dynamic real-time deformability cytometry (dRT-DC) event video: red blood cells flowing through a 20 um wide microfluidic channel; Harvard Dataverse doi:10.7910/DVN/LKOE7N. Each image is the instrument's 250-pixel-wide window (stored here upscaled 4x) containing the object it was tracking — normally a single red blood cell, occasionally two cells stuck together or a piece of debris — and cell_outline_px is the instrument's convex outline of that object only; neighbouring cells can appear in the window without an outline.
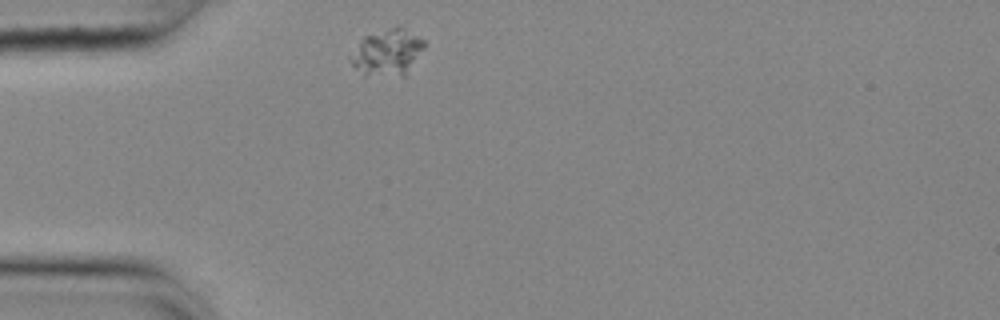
{"species": "common noctule bat (a hibernating species)", "species_latin": "Nyctalus noctula", "temperature_condition": "cold", "stored_images_in_passage": 40, "camera_frame_rate_fps": 3000, "um_per_image_px": 0.085, "animal": {"sex": "female", "body_mass_g": 25.1}, "frame": {"image": 1, "passage_image": 1, "time_ms": 0.0, "image_size_px": [1000, 320], "cell_outline_px": [[424, 48], [404, 76], [364, 76], [348, 60], [348, 56], [360, 40], [364, 36], [400, 24], [424, 40]], "centroid_in_image_um": [32.89, 4.44], "position_along_channel_um": 52.1, "area_um2": 20.17}}
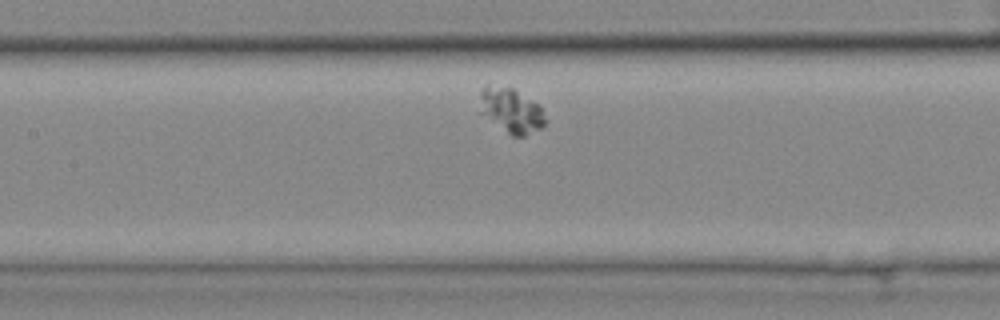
{"frame": {"image": 2, "passage_image": 12, "time_ms": 3.667, "image_size_px": [1000, 320], "cell_outline_px": [[544, 124], [540, 128], [524, 136], [512, 136], [480, 112], [480, 92], [488, 84], [512, 88], [536, 104], [540, 108], [544, 116]], "centroid_in_image_um": [43.41, 9.38], "position_along_channel_um": 164.0, "area_um2": 16.42}}
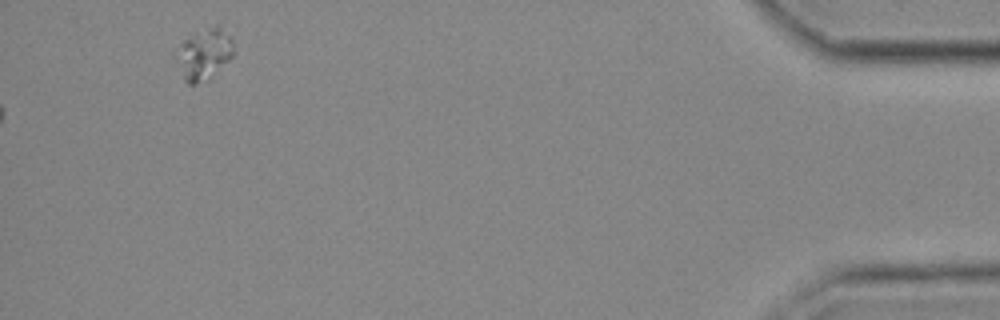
{"frame": {"image": 3, "passage_image": 40, "time_ms": 13.0, "image_size_px": [1000, 320], "cell_outline_px": [[236, 52], [208, 80], [196, 84], [188, 84], [184, 80], [172, 56], [180, 44], [184, 40], [216, 24], [232, 36]], "centroid_in_image_um": [17.33, 4.62], "position_along_channel_um": 417.9, "area_um2": 17.34}}